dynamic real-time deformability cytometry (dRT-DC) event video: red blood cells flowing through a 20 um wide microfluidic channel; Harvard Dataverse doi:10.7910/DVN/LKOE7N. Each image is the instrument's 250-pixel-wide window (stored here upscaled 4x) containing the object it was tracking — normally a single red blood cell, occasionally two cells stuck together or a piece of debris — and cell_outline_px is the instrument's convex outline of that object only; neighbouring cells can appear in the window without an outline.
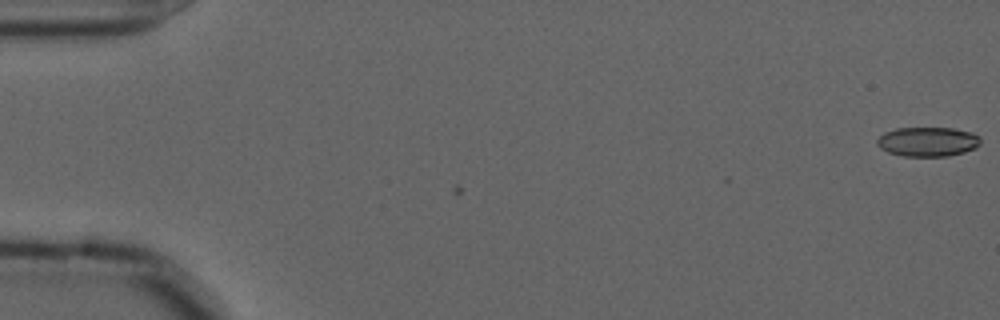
{"species": "common noctule bat (a hibernating species)", "species_latin": "Nyctalus noctula", "temperature_condition": "cold", "stored_images_in_passage": 5, "camera_frame_rate_fps": 3000, "um_per_image_px": 0.085, "animal": {"sex": "male", "forearm_length_mm": 52.5}, "frame": {"image": 1, "passage_image": 5, "time_ms": 1.333, "image_size_px": [1000, 320], "cell_outline_px": [[980, 144], [976, 148], [964, 152], [948, 156], [904, 156], [888, 152], [880, 148], [876, 144], [876, 140], [884, 132], [896, 128], [952, 128], [972, 132], [980, 136]], "centroid_in_image_um": [78.86, 12.04], "position_along_channel_um": 6.1, "area_um2": 17.86}}